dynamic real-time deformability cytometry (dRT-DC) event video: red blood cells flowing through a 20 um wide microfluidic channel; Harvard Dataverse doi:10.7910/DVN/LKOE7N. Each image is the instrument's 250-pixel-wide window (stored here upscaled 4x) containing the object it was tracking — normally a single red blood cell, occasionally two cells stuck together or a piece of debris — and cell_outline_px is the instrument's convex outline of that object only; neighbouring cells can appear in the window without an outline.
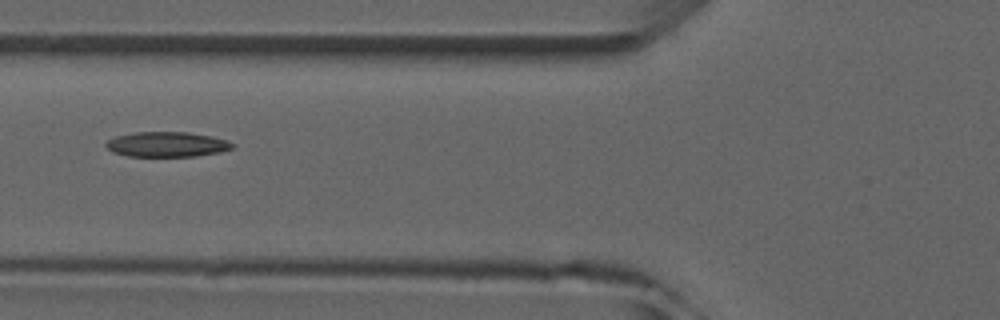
{"species": "common noctule bat (a hibernating species)", "species_latin": "Nyctalus noctula", "temperature_condition": "room temperature", "stored_images_in_passage": 5, "camera_frame_rate_fps": 3000, "um_per_image_px": 0.085, "animal": {"sex": "male", "forearm_length_mm": 52.5}, "frame": {"image": 1, "passage_image": 4, "time_ms": 3.333, "image_size_px": [1000, 320], "cell_outline_px": [[232, 148], [220, 152], [196, 156], [128, 156], [112, 152], [104, 144], [108, 140], [116, 136], [136, 132], [188, 132], [212, 136], [224, 140], [232, 144]], "centroid_in_image_um": [14.14, 12.27], "position_along_channel_um": 111.7, "area_um2": 18.26}}
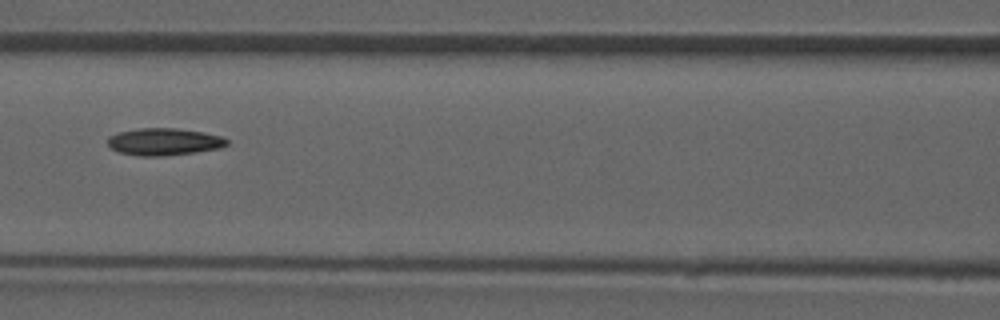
{"frame": {"image": 2, "passage_image": 5, "time_ms": 4.333, "image_size_px": [1000, 320], "cell_outline_px": [[228, 144], [220, 148], [196, 152], [164, 156], [140, 156], [120, 152], [112, 148], [108, 144], [108, 136], [116, 132], [140, 128], [176, 128], [204, 132], [224, 136], [228, 140]], "centroid_in_image_um": [13.97, 12.04], "position_along_channel_um": 152.6, "area_um2": 19.02}}